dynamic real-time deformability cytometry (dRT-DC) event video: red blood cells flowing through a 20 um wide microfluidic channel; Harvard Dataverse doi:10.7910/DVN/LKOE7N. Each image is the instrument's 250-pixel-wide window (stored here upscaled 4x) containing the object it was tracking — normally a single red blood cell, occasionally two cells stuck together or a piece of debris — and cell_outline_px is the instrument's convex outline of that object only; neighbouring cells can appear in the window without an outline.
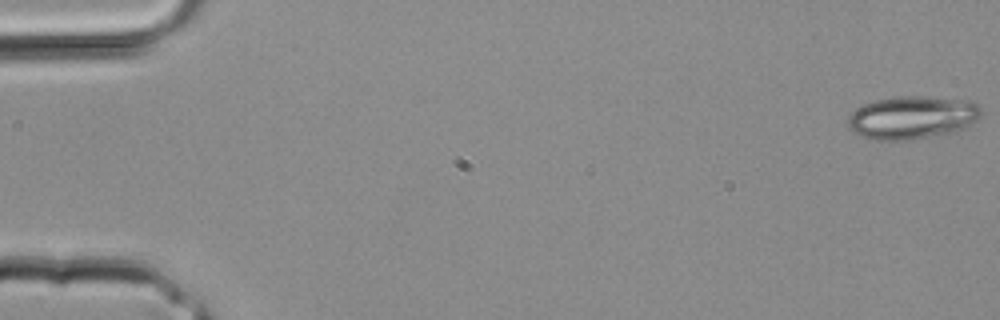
{"species": "common noctule bat (a hibernating species)", "species_latin": "Nyctalus noctula", "temperature_condition": "room temperature", "stored_images_in_passage": 35, "camera_frame_rate_fps": 3000, "um_per_image_px": 0.085, "animal": {"sex": "male", "body_mass_g": 20.4}, "frame": {"image": 1, "passage_image": 1, "time_ms": 0.0, "image_size_px": [1000, 320], "cell_outline_px": [[980, 116], [972, 124], [956, 132], [904, 140], [876, 140], [852, 132], [848, 128], [848, 116], [856, 108], [864, 104], [876, 100], [896, 96], [924, 96], [964, 100], [976, 104], [980, 108]], "centroid_in_image_um": [77.51, 9.98], "position_along_channel_um": 7.5, "area_um2": 33.23}}
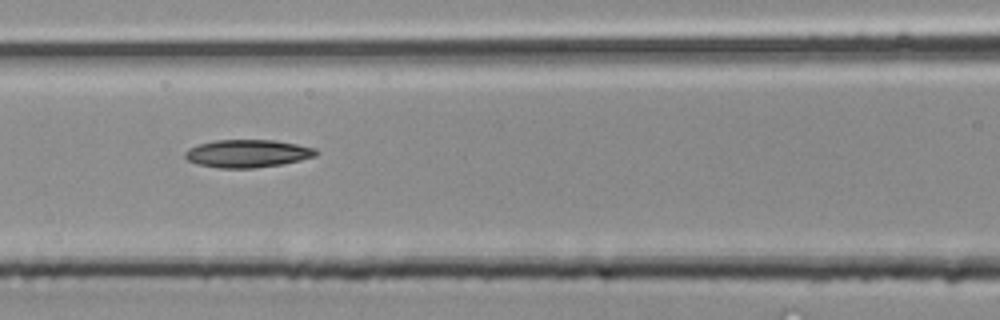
{"frame": {"image": 2, "passage_image": 16, "time_ms": 5.0, "image_size_px": [1000, 320], "cell_outline_px": [[320, 152], [316, 156], [300, 160], [280, 164], [256, 168], [220, 168], [196, 164], [188, 160], [184, 156], [184, 152], [188, 148], [200, 144], [216, 140], [276, 140], [316, 148]], "centroid_in_image_um": [21.05, 13.05], "position_along_channel_um": 145.6, "area_um2": 21.27}}
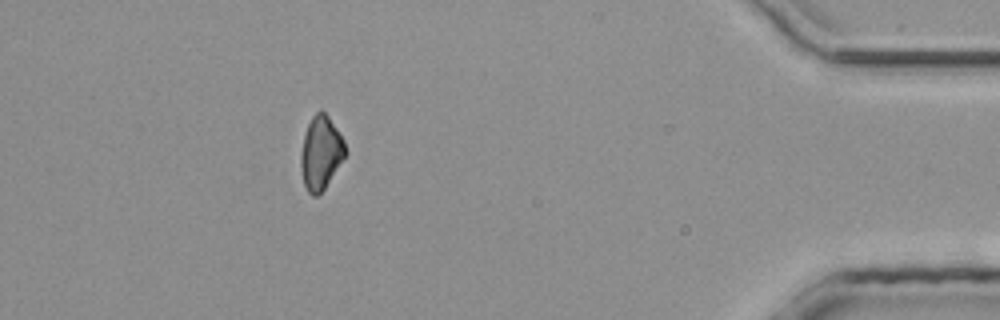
{"frame": {"image": 3, "passage_image": 32, "time_ms": 10.333, "image_size_px": [1000, 320], "cell_outline_px": [[348, 152], [324, 188], [316, 196], [312, 196], [308, 192], [304, 184], [300, 168], [300, 156], [304, 136], [308, 124], [312, 116], [320, 108], [328, 116], [344, 140]], "centroid_in_image_um": [27.27, 12.97], "position_along_channel_um": 407.9, "area_um2": 18.96}}